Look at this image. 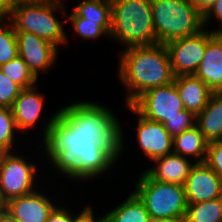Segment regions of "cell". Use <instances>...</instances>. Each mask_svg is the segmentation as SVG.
I'll use <instances>...</instances> for the list:
<instances>
[{
  "label": "cell",
  "instance_id": "f35d334b",
  "mask_svg": "<svg viewBox=\"0 0 222 222\" xmlns=\"http://www.w3.org/2000/svg\"><path fill=\"white\" fill-rule=\"evenodd\" d=\"M0 222H3V212L0 213Z\"/></svg>",
  "mask_w": 222,
  "mask_h": 222
},
{
  "label": "cell",
  "instance_id": "1f68e13d",
  "mask_svg": "<svg viewBox=\"0 0 222 222\" xmlns=\"http://www.w3.org/2000/svg\"><path fill=\"white\" fill-rule=\"evenodd\" d=\"M92 202L93 201H91V203L75 218L73 222H105L104 215L102 213H98L99 211L97 210V206H94V208L92 206Z\"/></svg>",
  "mask_w": 222,
  "mask_h": 222
},
{
  "label": "cell",
  "instance_id": "5b68a950",
  "mask_svg": "<svg viewBox=\"0 0 222 222\" xmlns=\"http://www.w3.org/2000/svg\"><path fill=\"white\" fill-rule=\"evenodd\" d=\"M110 42L128 47L157 44L151 0H111ZM121 48V49H120Z\"/></svg>",
  "mask_w": 222,
  "mask_h": 222
},
{
  "label": "cell",
  "instance_id": "30bf717a",
  "mask_svg": "<svg viewBox=\"0 0 222 222\" xmlns=\"http://www.w3.org/2000/svg\"><path fill=\"white\" fill-rule=\"evenodd\" d=\"M54 183L46 181L45 184L39 187L36 191L28 195L9 200L6 203V211L21 222H47L50 213L62 201L61 198L65 199L66 194L70 193V189L67 191V188L63 184H60V186L57 182ZM57 185L61 188L59 192L61 195L56 193L57 188L55 186ZM51 188L53 190H51ZM64 189L66 191H64ZM62 191L64 193H68L64 194ZM58 196L61 198H58Z\"/></svg>",
  "mask_w": 222,
  "mask_h": 222
},
{
  "label": "cell",
  "instance_id": "ba28073f",
  "mask_svg": "<svg viewBox=\"0 0 222 222\" xmlns=\"http://www.w3.org/2000/svg\"><path fill=\"white\" fill-rule=\"evenodd\" d=\"M151 9L158 43L191 36L204 28L203 16L190 0H151Z\"/></svg>",
  "mask_w": 222,
  "mask_h": 222
},
{
  "label": "cell",
  "instance_id": "8992f818",
  "mask_svg": "<svg viewBox=\"0 0 222 222\" xmlns=\"http://www.w3.org/2000/svg\"><path fill=\"white\" fill-rule=\"evenodd\" d=\"M123 107L124 109H126L125 113H127L126 111L128 110V114L130 113L131 116H133V119L135 118L136 124L132 123L130 126H128L124 124V118L121 117V151L119 156V167L122 166L121 168H126V163H128V165L130 164L129 161H124V154L126 155V152L129 153V151L133 148L132 145L131 147H129V141L131 140L133 141H131V143L135 147V149H133L134 154L136 153L135 151H137L135 156H140L138 159L139 161L142 160V162H144L143 160H145V163H142L144 165L141 166L140 164V168L138 170H140L142 167L144 169L146 165H148V162L150 163L156 158L173 153V137L165 129L162 123L145 118L132 105H123L122 108ZM125 125L128 128H125ZM129 128L131 129L129 130ZM125 129H127L128 132L130 131L129 134L126 132L127 130ZM131 131L133 133H131ZM130 133L135 135H131ZM128 135L131 137L129 138ZM132 136L135 140L132 139ZM134 136L136 138H134ZM137 149L140 152H138ZM138 153L141 154L143 157Z\"/></svg>",
  "mask_w": 222,
  "mask_h": 222
},
{
  "label": "cell",
  "instance_id": "4dcf8cb0",
  "mask_svg": "<svg viewBox=\"0 0 222 222\" xmlns=\"http://www.w3.org/2000/svg\"><path fill=\"white\" fill-rule=\"evenodd\" d=\"M221 25H222V0H217L210 8V10L203 16V26L208 30L216 31Z\"/></svg>",
  "mask_w": 222,
  "mask_h": 222
},
{
  "label": "cell",
  "instance_id": "484cf974",
  "mask_svg": "<svg viewBox=\"0 0 222 222\" xmlns=\"http://www.w3.org/2000/svg\"><path fill=\"white\" fill-rule=\"evenodd\" d=\"M18 56L17 35L12 23L0 21V65Z\"/></svg>",
  "mask_w": 222,
  "mask_h": 222
},
{
  "label": "cell",
  "instance_id": "d590c367",
  "mask_svg": "<svg viewBox=\"0 0 222 222\" xmlns=\"http://www.w3.org/2000/svg\"><path fill=\"white\" fill-rule=\"evenodd\" d=\"M148 222H173V221L166 218L150 217Z\"/></svg>",
  "mask_w": 222,
  "mask_h": 222
},
{
  "label": "cell",
  "instance_id": "d6986e66",
  "mask_svg": "<svg viewBox=\"0 0 222 222\" xmlns=\"http://www.w3.org/2000/svg\"><path fill=\"white\" fill-rule=\"evenodd\" d=\"M196 126L208 142L222 139V92H213L205 108L196 115Z\"/></svg>",
  "mask_w": 222,
  "mask_h": 222
},
{
  "label": "cell",
  "instance_id": "5bb4252c",
  "mask_svg": "<svg viewBox=\"0 0 222 222\" xmlns=\"http://www.w3.org/2000/svg\"><path fill=\"white\" fill-rule=\"evenodd\" d=\"M187 204L222 197V181L206 163H195L184 183Z\"/></svg>",
  "mask_w": 222,
  "mask_h": 222
},
{
  "label": "cell",
  "instance_id": "d4e9b609",
  "mask_svg": "<svg viewBox=\"0 0 222 222\" xmlns=\"http://www.w3.org/2000/svg\"><path fill=\"white\" fill-rule=\"evenodd\" d=\"M0 71L23 89L34 87L40 83L19 55L9 62L0 65Z\"/></svg>",
  "mask_w": 222,
  "mask_h": 222
},
{
  "label": "cell",
  "instance_id": "52a82bcc",
  "mask_svg": "<svg viewBox=\"0 0 222 222\" xmlns=\"http://www.w3.org/2000/svg\"><path fill=\"white\" fill-rule=\"evenodd\" d=\"M136 173L138 176L130 178L133 185L129 186L143 202L150 217L184 221L188 206L184 186L153 180L143 169Z\"/></svg>",
  "mask_w": 222,
  "mask_h": 222
},
{
  "label": "cell",
  "instance_id": "9a60e30c",
  "mask_svg": "<svg viewBox=\"0 0 222 222\" xmlns=\"http://www.w3.org/2000/svg\"><path fill=\"white\" fill-rule=\"evenodd\" d=\"M194 164L189 158L171 153L154 159L143 170L158 182L184 185Z\"/></svg>",
  "mask_w": 222,
  "mask_h": 222
},
{
  "label": "cell",
  "instance_id": "f1b7e54d",
  "mask_svg": "<svg viewBox=\"0 0 222 222\" xmlns=\"http://www.w3.org/2000/svg\"><path fill=\"white\" fill-rule=\"evenodd\" d=\"M222 181V142H209L205 161Z\"/></svg>",
  "mask_w": 222,
  "mask_h": 222
},
{
  "label": "cell",
  "instance_id": "3957f363",
  "mask_svg": "<svg viewBox=\"0 0 222 222\" xmlns=\"http://www.w3.org/2000/svg\"><path fill=\"white\" fill-rule=\"evenodd\" d=\"M67 3L65 0H14L8 20L16 32L33 33L62 50L71 44V35L65 28Z\"/></svg>",
  "mask_w": 222,
  "mask_h": 222
},
{
  "label": "cell",
  "instance_id": "7a4b0ae2",
  "mask_svg": "<svg viewBox=\"0 0 222 222\" xmlns=\"http://www.w3.org/2000/svg\"><path fill=\"white\" fill-rule=\"evenodd\" d=\"M116 57V79L126 92L122 105H131L151 88L174 82L175 75L165 44L128 47L120 50Z\"/></svg>",
  "mask_w": 222,
  "mask_h": 222
},
{
  "label": "cell",
  "instance_id": "836d02e7",
  "mask_svg": "<svg viewBox=\"0 0 222 222\" xmlns=\"http://www.w3.org/2000/svg\"><path fill=\"white\" fill-rule=\"evenodd\" d=\"M14 0H0V21L7 20Z\"/></svg>",
  "mask_w": 222,
  "mask_h": 222
},
{
  "label": "cell",
  "instance_id": "7c38bea8",
  "mask_svg": "<svg viewBox=\"0 0 222 222\" xmlns=\"http://www.w3.org/2000/svg\"><path fill=\"white\" fill-rule=\"evenodd\" d=\"M215 33L203 28L194 35L165 44L175 76L194 75L204 57L207 42Z\"/></svg>",
  "mask_w": 222,
  "mask_h": 222
},
{
  "label": "cell",
  "instance_id": "8d00e7d4",
  "mask_svg": "<svg viewBox=\"0 0 222 222\" xmlns=\"http://www.w3.org/2000/svg\"><path fill=\"white\" fill-rule=\"evenodd\" d=\"M6 210V202L3 200L1 193H0V213Z\"/></svg>",
  "mask_w": 222,
  "mask_h": 222
},
{
  "label": "cell",
  "instance_id": "8fae6325",
  "mask_svg": "<svg viewBox=\"0 0 222 222\" xmlns=\"http://www.w3.org/2000/svg\"><path fill=\"white\" fill-rule=\"evenodd\" d=\"M131 105L145 118L159 123L174 117H196L184 109L174 82L147 90Z\"/></svg>",
  "mask_w": 222,
  "mask_h": 222
},
{
  "label": "cell",
  "instance_id": "44dd1931",
  "mask_svg": "<svg viewBox=\"0 0 222 222\" xmlns=\"http://www.w3.org/2000/svg\"><path fill=\"white\" fill-rule=\"evenodd\" d=\"M70 1V0H68ZM74 1V0H73ZM72 9L79 17L99 24L109 35L111 32V0H75Z\"/></svg>",
  "mask_w": 222,
  "mask_h": 222
},
{
  "label": "cell",
  "instance_id": "74e56055",
  "mask_svg": "<svg viewBox=\"0 0 222 222\" xmlns=\"http://www.w3.org/2000/svg\"><path fill=\"white\" fill-rule=\"evenodd\" d=\"M215 32L222 38V25Z\"/></svg>",
  "mask_w": 222,
  "mask_h": 222
},
{
  "label": "cell",
  "instance_id": "e0dca14e",
  "mask_svg": "<svg viewBox=\"0 0 222 222\" xmlns=\"http://www.w3.org/2000/svg\"><path fill=\"white\" fill-rule=\"evenodd\" d=\"M174 84L185 110L195 115L207 105L213 91L194 75L175 76Z\"/></svg>",
  "mask_w": 222,
  "mask_h": 222
},
{
  "label": "cell",
  "instance_id": "6da1fadb",
  "mask_svg": "<svg viewBox=\"0 0 222 222\" xmlns=\"http://www.w3.org/2000/svg\"><path fill=\"white\" fill-rule=\"evenodd\" d=\"M90 98L62 102L56 119L38 142L46 167V181L56 180L66 187L67 183H73V191L77 190L75 187H84L80 186L81 182L88 185L103 178L106 181V177L110 182L108 176L113 180L120 177V117L124 115H119L116 107L114 110L104 101ZM59 178L63 183L57 180Z\"/></svg>",
  "mask_w": 222,
  "mask_h": 222
},
{
  "label": "cell",
  "instance_id": "ac0fdd59",
  "mask_svg": "<svg viewBox=\"0 0 222 222\" xmlns=\"http://www.w3.org/2000/svg\"><path fill=\"white\" fill-rule=\"evenodd\" d=\"M125 191H129V193L123 197L124 200L121 198L122 192H118L122 200L116 201L118 205L109 204L111 208L100 210L104 215L105 222H148L150 215L143 202L132 190H129V187Z\"/></svg>",
  "mask_w": 222,
  "mask_h": 222
},
{
  "label": "cell",
  "instance_id": "ffe728a7",
  "mask_svg": "<svg viewBox=\"0 0 222 222\" xmlns=\"http://www.w3.org/2000/svg\"><path fill=\"white\" fill-rule=\"evenodd\" d=\"M208 144L195 125L173 138V153L189 158L195 163H202L206 161Z\"/></svg>",
  "mask_w": 222,
  "mask_h": 222
},
{
  "label": "cell",
  "instance_id": "cb8c5ba5",
  "mask_svg": "<svg viewBox=\"0 0 222 222\" xmlns=\"http://www.w3.org/2000/svg\"><path fill=\"white\" fill-rule=\"evenodd\" d=\"M222 197L188 204L184 222H221Z\"/></svg>",
  "mask_w": 222,
  "mask_h": 222
},
{
  "label": "cell",
  "instance_id": "603a6c76",
  "mask_svg": "<svg viewBox=\"0 0 222 222\" xmlns=\"http://www.w3.org/2000/svg\"><path fill=\"white\" fill-rule=\"evenodd\" d=\"M67 5V23L69 24V29L73 30L69 32L70 34L75 36V38H79V42L82 43V40L87 43L88 41L91 42V40L94 42L98 39L101 41V38H105V41L110 42V35L99 25L95 22L88 21L84 18L79 17L73 10L70 12L68 10ZM70 12V13H69ZM81 39V40H80Z\"/></svg>",
  "mask_w": 222,
  "mask_h": 222
},
{
  "label": "cell",
  "instance_id": "7402d4cb",
  "mask_svg": "<svg viewBox=\"0 0 222 222\" xmlns=\"http://www.w3.org/2000/svg\"><path fill=\"white\" fill-rule=\"evenodd\" d=\"M26 143L28 146L31 142L26 141V138L17 130L12 109L0 107V153L20 150L26 147Z\"/></svg>",
  "mask_w": 222,
  "mask_h": 222
},
{
  "label": "cell",
  "instance_id": "4fadbf2b",
  "mask_svg": "<svg viewBox=\"0 0 222 222\" xmlns=\"http://www.w3.org/2000/svg\"><path fill=\"white\" fill-rule=\"evenodd\" d=\"M18 55L41 82L55 69L61 51L54 44L30 32H16ZM49 70V72H48ZM41 75V76H40ZM40 77V79H39ZM42 77V79H41Z\"/></svg>",
  "mask_w": 222,
  "mask_h": 222
},
{
  "label": "cell",
  "instance_id": "83f0119b",
  "mask_svg": "<svg viewBox=\"0 0 222 222\" xmlns=\"http://www.w3.org/2000/svg\"><path fill=\"white\" fill-rule=\"evenodd\" d=\"M23 88L0 71V107L11 108Z\"/></svg>",
  "mask_w": 222,
  "mask_h": 222
},
{
  "label": "cell",
  "instance_id": "2e32d148",
  "mask_svg": "<svg viewBox=\"0 0 222 222\" xmlns=\"http://www.w3.org/2000/svg\"><path fill=\"white\" fill-rule=\"evenodd\" d=\"M194 76L213 92H222V38L217 33L208 40L204 57Z\"/></svg>",
  "mask_w": 222,
  "mask_h": 222
},
{
  "label": "cell",
  "instance_id": "d6a6232c",
  "mask_svg": "<svg viewBox=\"0 0 222 222\" xmlns=\"http://www.w3.org/2000/svg\"><path fill=\"white\" fill-rule=\"evenodd\" d=\"M217 0H190L197 11L204 16Z\"/></svg>",
  "mask_w": 222,
  "mask_h": 222
},
{
  "label": "cell",
  "instance_id": "e575fe53",
  "mask_svg": "<svg viewBox=\"0 0 222 222\" xmlns=\"http://www.w3.org/2000/svg\"><path fill=\"white\" fill-rule=\"evenodd\" d=\"M3 222H21L18 219L11 216L6 210L3 211Z\"/></svg>",
  "mask_w": 222,
  "mask_h": 222
},
{
  "label": "cell",
  "instance_id": "4316f807",
  "mask_svg": "<svg viewBox=\"0 0 222 222\" xmlns=\"http://www.w3.org/2000/svg\"><path fill=\"white\" fill-rule=\"evenodd\" d=\"M71 197L73 198V196H71V192H70L69 197L66 198V200L63 199L62 202H60L53 209V211L49 215V218H48L47 222H73L75 220V218L91 203L90 201H92V200H88L89 203L87 202V204H86L83 201L81 202L79 200V202L82 204V207L80 206V203L78 202L77 204H79V205H77V206H79L78 207L79 209L78 210L77 209L73 210L74 209L73 206L75 204H73V205L70 204V203L73 202L72 199H69ZM67 200H69L70 203H69V201L66 202ZM63 202L67 203V204H64ZM68 204H70L72 207L70 205H68Z\"/></svg>",
  "mask_w": 222,
  "mask_h": 222
},
{
  "label": "cell",
  "instance_id": "9c48e42d",
  "mask_svg": "<svg viewBox=\"0 0 222 222\" xmlns=\"http://www.w3.org/2000/svg\"><path fill=\"white\" fill-rule=\"evenodd\" d=\"M38 86L41 85L37 84L34 87L23 89L11 107L17 130L24 138L27 136L26 139H33L36 143H38L46 135L47 130L56 119L60 109V107L57 106L55 107L56 109L52 108V114L48 113L49 115L47 114V117L43 115V113H46L43 112L46 111L44 109L48 108V106L46 107L45 105H47V97L49 96H47L44 92H41L42 90H38L41 88ZM32 130L33 134L31 133ZM38 130L40 131L38 132ZM27 134L30 135L28 136ZM35 135L36 137H34Z\"/></svg>",
  "mask_w": 222,
  "mask_h": 222
},
{
  "label": "cell",
  "instance_id": "277c9868",
  "mask_svg": "<svg viewBox=\"0 0 222 222\" xmlns=\"http://www.w3.org/2000/svg\"><path fill=\"white\" fill-rule=\"evenodd\" d=\"M28 145L30 148L26 146L20 151L0 153V193L6 203L13 198L36 191L46 182V173L44 174L46 167L40 146L38 143L31 144L35 150L31 149L30 143ZM25 149L28 153L31 149L32 153L30 155L25 153L27 152ZM36 159H39L38 162Z\"/></svg>",
  "mask_w": 222,
  "mask_h": 222
},
{
  "label": "cell",
  "instance_id": "f546056e",
  "mask_svg": "<svg viewBox=\"0 0 222 222\" xmlns=\"http://www.w3.org/2000/svg\"><path fill=\"white\" fill-rule=\"evenodd\" d=\"M169 134L174 138L187 129L196 125V117H174L162 123Z\"/></svg>",
  "mask_w": 222,
  "mask_h": 222
}]
</instances>
